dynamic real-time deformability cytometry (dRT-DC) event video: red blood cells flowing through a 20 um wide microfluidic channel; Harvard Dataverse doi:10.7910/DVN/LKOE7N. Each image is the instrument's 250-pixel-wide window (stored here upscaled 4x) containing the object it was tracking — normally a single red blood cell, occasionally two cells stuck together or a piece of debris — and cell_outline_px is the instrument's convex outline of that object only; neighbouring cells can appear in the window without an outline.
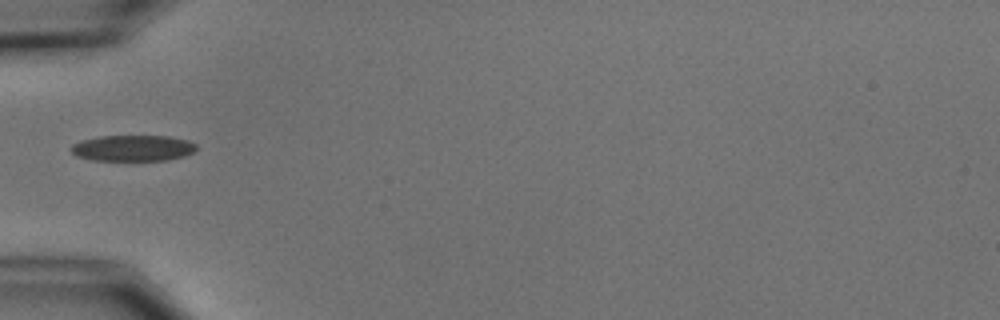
{"species": "common noctule bat (a hibernating species)", "species_latin": "Nyctalus noctula", "temperature_condition": "cold", "stored_images_in_passage": 6, "camera_frame_rate_fps": 3000, "um_per_image_px": 0.085, "animal": {"sex": "male", "body_mass_g": 15.6}, "frame": {"image": 1, "passage_image": 6, "time_ms": 5.667, "image_size_px": [1000, 320], "cell_outline_px": [[196, 148], [192, 152], [184, 156], [168, 160], [92, 160], [76, 156], [68, 148], [72, 144], [80, 140], [100, 136], [168, 136], [188, 140], [196, 144]], "centroid_in_image_um": [11.25, 12.58], "position_along_channel_um": 73.7, "area_um2": 19.07}}